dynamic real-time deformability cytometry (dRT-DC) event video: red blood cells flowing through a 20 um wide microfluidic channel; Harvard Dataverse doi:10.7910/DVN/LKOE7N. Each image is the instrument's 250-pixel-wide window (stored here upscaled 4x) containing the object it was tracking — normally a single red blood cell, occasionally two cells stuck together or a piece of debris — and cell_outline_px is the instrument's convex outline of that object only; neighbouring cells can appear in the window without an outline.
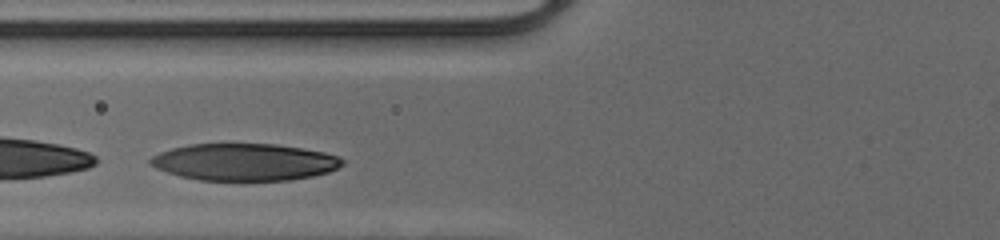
{"species": "human", "species_latin": "Homo sapiens", "temperature_condition": "cold", "stored_images_in_passage": 26, "camera_frame_rate_fps": 3000, "um_per_image_px": 0.085, "donor": {"sex": "male"}, "frame": {"image": 1, "passage_image": 5, "time_ms": 1.333, "image_size_px": [1000, 240], "cell_outline_px": [[344, 164], [328, 172], [312, 176], [288, 180], [200, 180], [180, 176], [156, 168], [148, 164], [148, 160], [152, 156], [160, 152], [172, 148], [188, 144], [276, 144], [324, 152], [340, 156], [344, 160]], "centroid_in_image_um": [20.77, 13.77], "position_along_channel_um": 105.0, "area_um2": 41.38}}
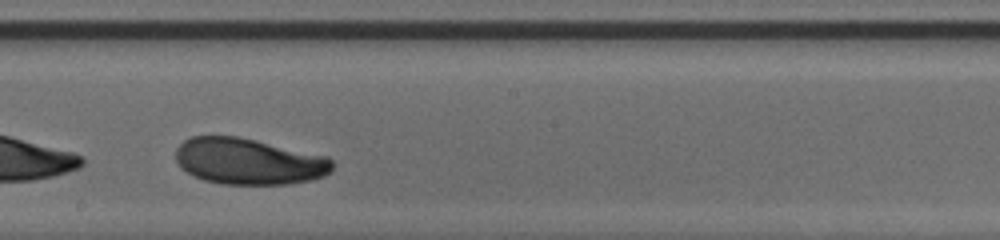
{"frame": {"image": 2, "passage_image": 14, "time_ms": 4.333, "image_size_px": [1000, 240], "cell_outline_px": [[332, 172], [324, 176], [308, 180], [288, 184], [220, 184], [204, 180], [180, 168], [176, 160], [176, 148], [184, 140], [192, 136], [236, 136], [256, 140], [328, 156], [332, 160]], "centroid_in_image_um": [21.14, 13.71], "position_along_channel_um": 227.1, "area_um2": 42.25}}
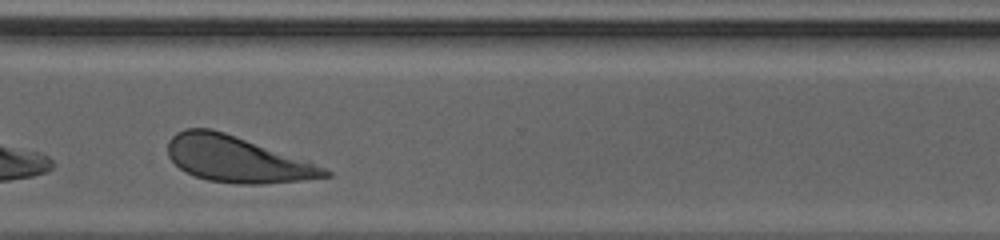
{"frame": {"image": 3, "passage_image": 23, "time_ms": 7.333, "image_size_px": [1000, 240], "cell_outline_px": [[332, 176], [300, 180], [264, 184], [236, 184], [208, 180], [196, 176], [180, 168], [168, 156], [168, 140], [176, 132], [184, 128], [212, 128], [308, 160], [332, 172]], "centroid_in_image_um": [20.13, 13.52], "position_along_channel_um": 350.5, "area_um2": 41.96}, "authors_computed_cell_mechanics": {"area_um2": 42.5986, "velocity_mm_per_s": 4.0845, "shape_relaxation_time_tau1_ms": 2.13, "shape_relaxation_time_tau2_ms": null, "deformation_change_tau1": 0.1384, "deformation_change_tau2": null}}